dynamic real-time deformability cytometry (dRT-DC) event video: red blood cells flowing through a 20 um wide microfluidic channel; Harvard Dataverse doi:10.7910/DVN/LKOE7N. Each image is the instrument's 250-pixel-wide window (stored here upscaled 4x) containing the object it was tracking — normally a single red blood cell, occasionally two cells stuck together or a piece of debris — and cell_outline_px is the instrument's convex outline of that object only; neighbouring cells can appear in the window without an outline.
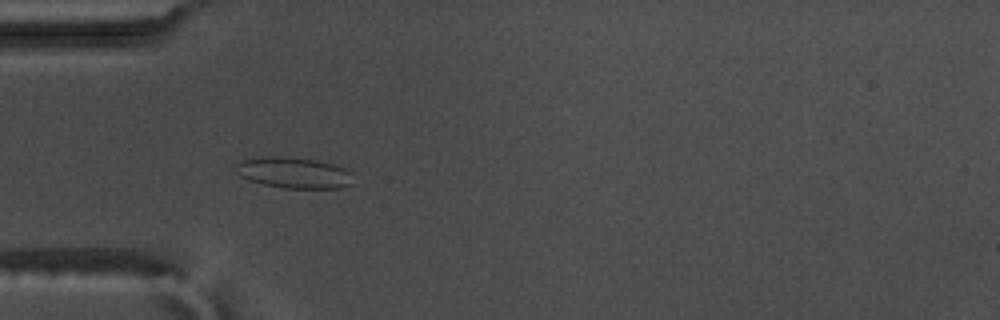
{"species": "common noctule bat (a hibernating species)", "species_latin": "Nyctalus noctula", "temperature_condition": "warm", "stored_images_in_passage": 56, "camera_frame_rate_fps": 3000, "um_per_image_px": 0.085, "animal": {"sex": "male", "body_mass_g": 17.5, "forearm_length_mm": 52.3}, "frame": {"image": 1, "passage_image": 17, "time_ms": 5.333, "image_size_px": [1000, 320], "cell_outline_px": [[352, 184], [340, 188], [284, 188], [264, 184], [248, 180], [240, 176], [236, 172], [236, 164], [240, 160], [252, 156], [284, 156], [316, 160], [332, 164], [344, 168], [352, 172]], "centroid_in_image_um": [24.93, 14.67], "position_along_channel_um": 60.1, "area_um2": 21.5}}
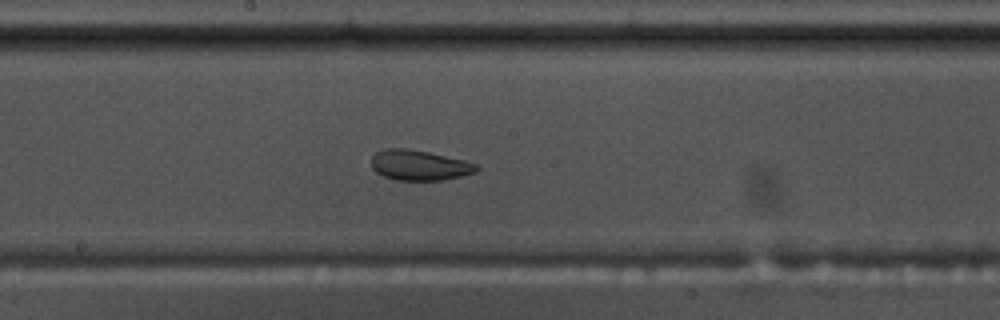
{"frame": {"image": 2, "passage_image": 30, "time_ms": 9.667, "image_size_px": [1000, 320], "cell_outline_px": [[480, 168], [476, 172], [460, 176], [440, 180], [396, 180], [384, 176], [376, 172], [372, 168], [372, 156], [376, 152], [384, 148], [408, 148], [428, 152], [464, 160], [476, 164]], "centroid_in_image_um": [35.62, 14.03], "position_along_channel_um": 212.6, "area_um2": 18.5}}
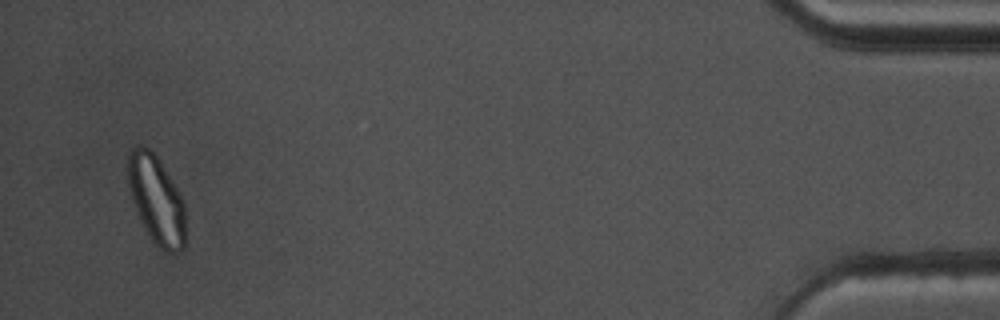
{"frame": {"image": 3, "passage_image": 54, "time_ms": 17.667, "image_size_px": [1000, 320], "cell_outline_px": [[184, 248], [180, 252], [160, 252], [148, 236], [136, 212], [128, 188], [128, 152], [136, 144], [144, 144], [156, 156], [176, 188], [184, 204]], "centroid_in_image_um": [13.25, 17.01], "position_along_channel_um": 421.9, "area_um2": 29.71}, "authors_computed_cell_mechanics": {"area_um2": 24.0159, "velocity_mm_per_s": 3.6125, "shape_relaxation_time_tau1_ms": null, "shape_relaxation_time_tau2_ms": 1.6088, "deformation_change_tau1": null, "deformation_change_tau2": 0.0667}}